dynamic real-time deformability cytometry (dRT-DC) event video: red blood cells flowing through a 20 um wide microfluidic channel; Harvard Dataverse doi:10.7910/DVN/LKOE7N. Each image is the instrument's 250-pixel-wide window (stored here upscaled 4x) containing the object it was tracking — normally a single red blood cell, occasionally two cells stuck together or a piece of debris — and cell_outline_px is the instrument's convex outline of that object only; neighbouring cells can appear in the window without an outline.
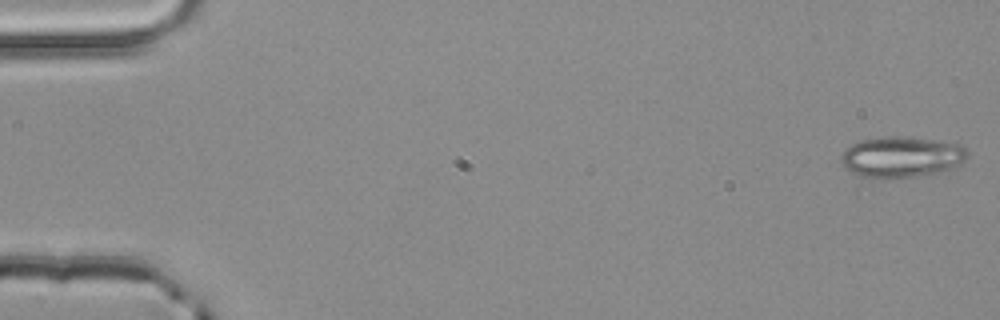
{"species": "common noctule bat (a hibernating species)", "species_latin": "Nyctalus noctula", "temperature_condition": "room temperature", "stored_images_in_passage": 4, "camera_frame_rate_fps": 3000, "um_per_image_px": 0.085, "animal": {"sex": "male", "body_mass_g": 20.4}, "frame": {"image": 1, "passage_image": 1, "time_ms": 0.0, "image_size_px": [1000, 320], "cell_outline_px": [[968, 156], [960, 164], [936, 172], [872, 192], [856, 196], [840, 160], [840, 156], [852, 144], [860, 140], [888, 136], [892, 136], [932, 140], [960, 144], [968, 152]], "centroid_in_image_um": [76.21, 13.69], "position_along_channel_um": 8.8, "area_um2": 35.32}}